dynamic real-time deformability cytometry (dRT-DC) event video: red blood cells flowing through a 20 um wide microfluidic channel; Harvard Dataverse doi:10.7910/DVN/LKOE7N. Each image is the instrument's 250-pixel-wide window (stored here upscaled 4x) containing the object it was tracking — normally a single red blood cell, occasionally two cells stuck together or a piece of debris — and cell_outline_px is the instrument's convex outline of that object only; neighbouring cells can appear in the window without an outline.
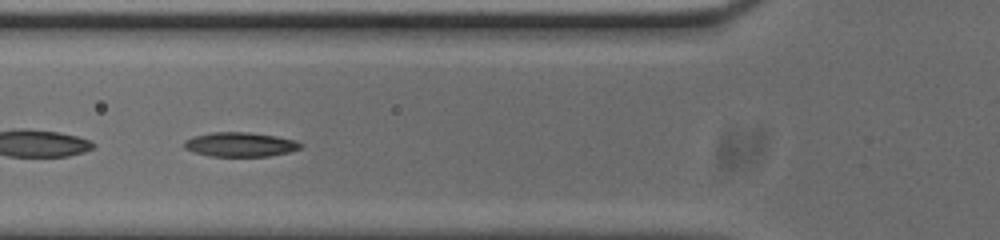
{"species": "common noctule bat (a hibernating species)", "species_latin": "Nyctalus noctula", "temperature_condition": "cold", "stored_images_in_passage": 40, "camera_frame_rate_fps": 3000, "um_per_image_px": 0.085, "animal": {"sex": "male", "body_mass_g": 20.0, "forearm_length_mm": 53.3}, "frame": {"image": 1, "passage_image": 7, "time_ms": 2.0, "image_size_px": [1000, 240], "cell_outline_px": [[304, 144], [300, 148], [288, 152], [268, 156], [212, 156], [192, 152], [184, 148], [184, 140], [192, 136], [212, 132], [248, 132], [276, 136], [296, 140]], "centroid_in_image_um": [20.39, 12.27], "position_along_channel_um": 105.4, "area_um2": 16.59}, "authors_computed_cell_mechanics": {"area_um2": 16.8198, "velocity_mm_per_s": 3.7291, "shape_relaxation_time_tau1_ms": 7.8002, "shape_relaxation_time_tau2_ms": 7.4413, "deformation_change_tau1": 0.221, "deformation_change_tau2": 0.1161}}